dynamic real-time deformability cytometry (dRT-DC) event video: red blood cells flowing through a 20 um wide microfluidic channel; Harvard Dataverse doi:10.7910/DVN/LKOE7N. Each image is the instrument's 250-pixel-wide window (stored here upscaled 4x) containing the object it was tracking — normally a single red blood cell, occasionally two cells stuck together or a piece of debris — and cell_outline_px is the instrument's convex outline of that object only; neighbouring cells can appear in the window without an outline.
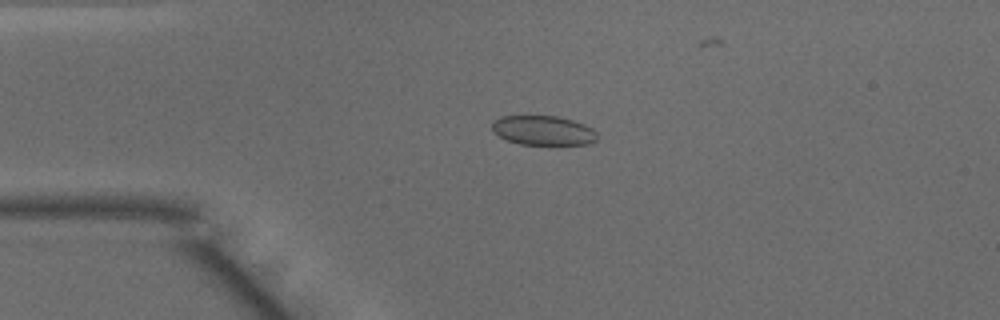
{"species": "common noctule bat (a hibernating species)", "species_latin": "Nyctalus noctula", "temperature_condition": "warm", "stored_images_in_passage": 44, "camera_frame_rate_fps": 3000, "um_per_image_px": 0.085, "animal": {"sex": "male", "body_mass_g": 15.6}, "frame": {"image": 1, "passage_image": 11, "time_ms": 3.333, "image_size_px": [1000, 320], "cell_outline_px": [[596, 140], [588, 144], [520, 144], [508, 140], [492, 132], [492, 120], [500, 116], [556, 116], [572, 120], [584, 124], [592, 128], [596, 132]], "centroid_in_image_um": [46.14, 11.08], "position_along_channel_um": 38.9, "area_um2": 17.98}}
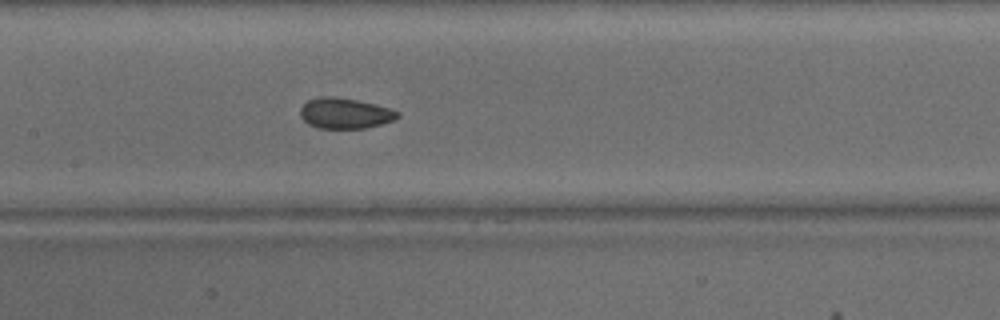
{"frame": {"image": 2, "passage_image": 23, "time_ms": 7.333, "image_size_px": [1000, 320], "cell_outline_px": [[400, 116], [392, 120], [380, 124], [364, 128], [316, 128], [308, 124], [300, 116], [300, 108], [308, 100], [320, 96], [332, 96], [356, 100], [376, 104], [400, 112]], "centroid_in_image_um": [29.29, 9.62], "position_along_channel_um": 178.1, "area_um2": 17.28}}
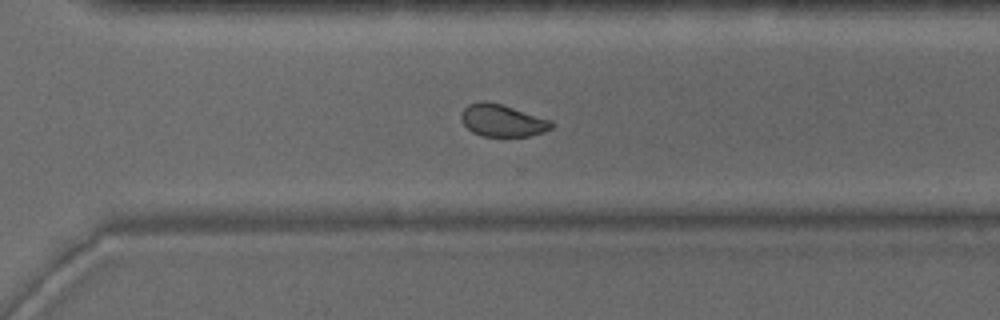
{"frame": {"image": 3, "passage_image": 34, "time_ms": 11.0, "image_size_px": [1000, 320], "cell_outline_px": [[552, 128], [544, 132], [528, 136], [484, 136], [472, 132], [460, 120], [460, 112], [468, 104], [484, 100], [500, 104], [552, 120]], "centroid_in_image_um": [42.67, 10.24], "position_along_channel_um": 327.9, "area_um2": 16.88}, "authors_computed_cell_mechanics": {"area_um2": 17.6579, "velocity_mm_per_s": 4.0996, "shape_relaxation_time_tau1_ms": 7.465, "shape_relaxation_time_tau2_ms": 1.8159, "deformation_change_tau1": 0.1138, "deformation_change_tau2": 0.0423}}